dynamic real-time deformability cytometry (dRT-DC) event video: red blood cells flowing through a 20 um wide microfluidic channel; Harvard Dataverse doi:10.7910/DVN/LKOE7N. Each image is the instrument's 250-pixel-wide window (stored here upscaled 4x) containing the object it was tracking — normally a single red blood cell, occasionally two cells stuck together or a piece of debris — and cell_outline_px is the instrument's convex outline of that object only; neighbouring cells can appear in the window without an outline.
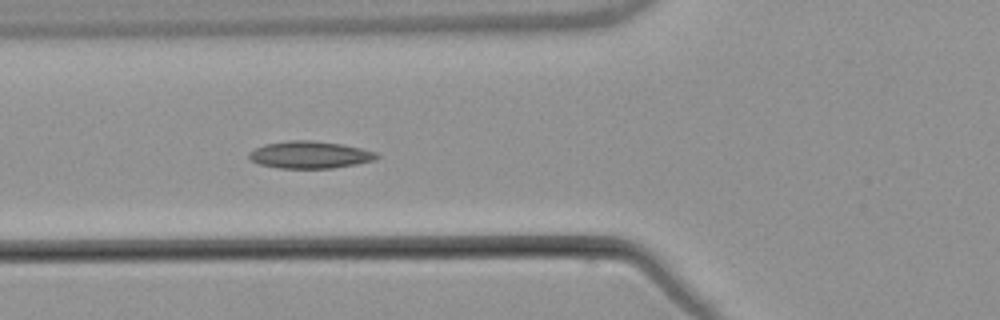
{"species": "common noctule bat (a hibernating species)", "species_latin": "Nyctalus noctula", "temperature_condition": "warm", "stored_images_in_passage": 6, "camera_frame_rate_fps": 3000, "um_per_image_px": 0.085, "animal": {"sex": "male", "body_mass_g": 21.5, "forearm_length_mm": 52.0}, "frame": {"image": 1, "passage_image": 6, "time_ms": 7.0, "image_size_px": [1000, 320], "cell_outline_px": [[380, 156], [376, 160], [356, 164], [332, 168], [280, 168], [260, 164], [248, 160], [248, 152], [264, 144], [288, 140], [312, 140], [340, 144], [360, 148], [376, 152]], "centroid_in_image_um": [26.31, 13.15], "position_along_channel_um": 99.5, "area_um2": 20.29}}